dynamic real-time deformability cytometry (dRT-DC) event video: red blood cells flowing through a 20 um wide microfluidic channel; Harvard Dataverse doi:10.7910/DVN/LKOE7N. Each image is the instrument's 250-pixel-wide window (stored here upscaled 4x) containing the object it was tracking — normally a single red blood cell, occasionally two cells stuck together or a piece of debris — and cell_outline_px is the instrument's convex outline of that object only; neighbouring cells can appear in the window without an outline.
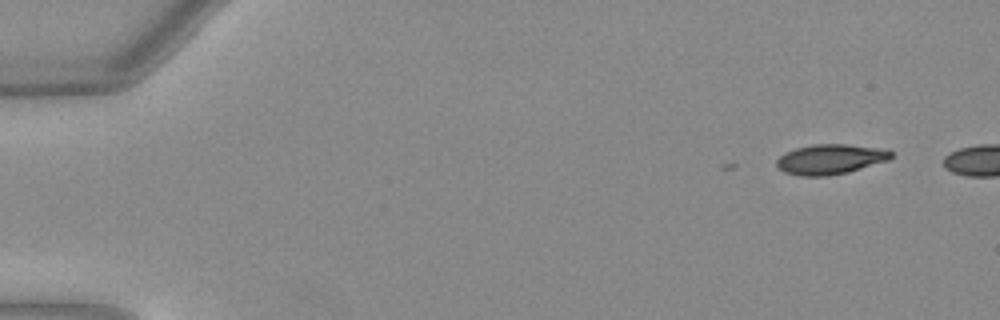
{"species": "Egyptian fruit bat (a non-hibernating species)", "species_latin": "Rousettus aegyptiacus", "temperature_condition": "warm", "stored_images_in_passage": 2, "camera_frame_rate_fps": 3000, "um_per_image_px": 0.085, "animal": {"sex": "female"}, "frame": {"image": 1, "passage_image": 2, "time_ms": 0.333, "image_size_px": [1000, 320], "cell_outline_px": [[892, 156], [888, 160], [848, 172], [828, 176], [800, 176], [784, 172], [776, 164], [776, 160], [784, 152], [796, 148], [812, 144], [844, 144], [876, 148], [892, 152]], "centroid_in_image_um": [70.52, 13.54], "position_along_channel_um": 14.5, "area_um2": 19.83}}